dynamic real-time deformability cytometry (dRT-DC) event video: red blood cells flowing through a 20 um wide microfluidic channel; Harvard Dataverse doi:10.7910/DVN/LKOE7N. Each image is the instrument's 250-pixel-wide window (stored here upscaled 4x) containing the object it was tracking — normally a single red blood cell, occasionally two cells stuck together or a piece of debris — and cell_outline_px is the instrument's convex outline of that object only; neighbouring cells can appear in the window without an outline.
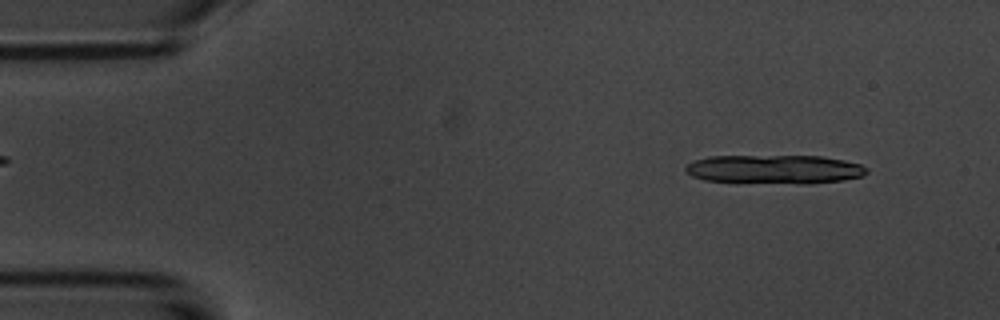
{"species": "common noctule bat (a hibernating species)", "species_latin": "Nyctalus noctula", "temperature_condition": "room temperature", "stored_images_in_passage": 5, "camera_frame_rate_fps": 3000, "um_per_image_px": 0.085, "animal": {"sex": "male", "body_mass_g": 20.1, "forearm_length_mm": 53.5}, "frame": {"image": 1, "passage_image": 5, "time_ms": 5.333, "image_size_px": [1000, 320], "cell_outline_px": [[868, 172], [864, 176], [844, 180], [808, 184], [804, 184], [704, 180], [692, 176], [684, 168], [692, 160], [712, 156], [820, 156], [844, 160], [860, 164], [868, 168]], "centroid_in_image_um": [65.88, 14.39], "position_along_channel_um": 19.1, "area_um2": 30.52}}